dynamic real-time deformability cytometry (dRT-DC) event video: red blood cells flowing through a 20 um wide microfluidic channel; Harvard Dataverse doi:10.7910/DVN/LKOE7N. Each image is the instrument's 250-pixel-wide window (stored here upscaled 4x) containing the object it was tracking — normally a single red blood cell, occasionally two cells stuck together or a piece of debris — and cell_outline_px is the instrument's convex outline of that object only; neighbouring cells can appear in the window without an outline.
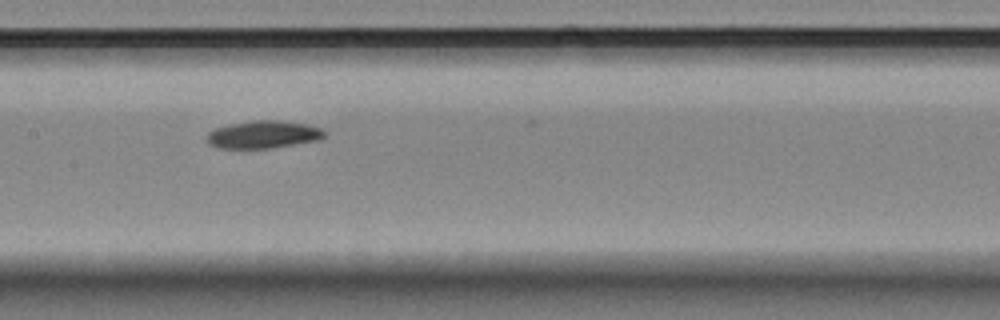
{"species": "Egyptian fruit bat (a non-hibernating species)", "species_latin": "Rousettus aegyptiacus", "temperature_condition": "room temperature", "stored_images_in_passage": 8, "camera_frame_rate_fps": 3000, "um_per_image_px": 0.085, "animal": {"sex": "female"}, "frame": {"image": 1, "passage_image": 8, "time_ms": 2.333, "image_size_px": [1000, 320], "cell_outline_px": [[328, 136], [320, 140], [268, 148], [216, 148], [208, 144], [208, 132], [216, 128], [228, 124], [252, 120], [280, 120], [308, 124], [320, 128], [328, 132]], "centroid_in_image_um": [22.43, 11.42], "position_along_channel_um": 185.0, "area_um2": 19.13}}